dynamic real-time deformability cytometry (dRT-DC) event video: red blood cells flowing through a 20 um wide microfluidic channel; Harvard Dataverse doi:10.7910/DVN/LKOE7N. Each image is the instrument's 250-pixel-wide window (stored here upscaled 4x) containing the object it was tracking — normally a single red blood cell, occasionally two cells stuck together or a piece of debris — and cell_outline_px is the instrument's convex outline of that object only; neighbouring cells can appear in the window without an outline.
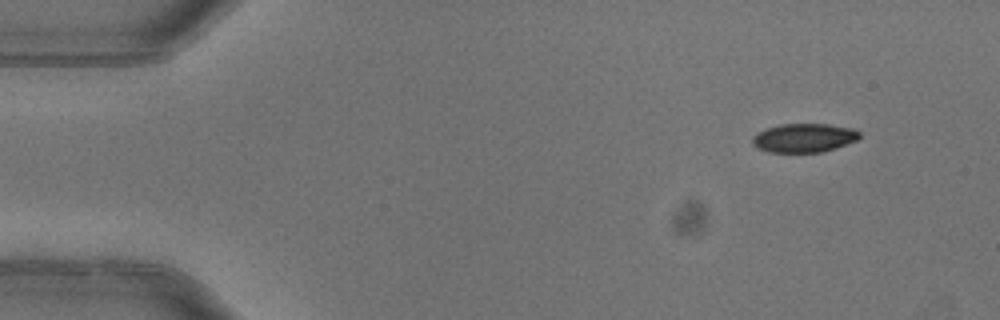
{"species": "common noctule bat (a hibernating species)", "species_latin": "Nyctalus noctula", "temperature_condition": "warm", "stored_images_in_passage": 6, "camera_frame_rate_fps": 3000, "um_per_image_px": 0.085, "animal": {"sex": "female"}, "frame": {"image": 1, "passage_image": 1, "time_ms": 0.0, "image_size_px": [1000, 320], "cell_outline_px": [[860, 136], [856, 140], [836, 148], [820, 152], [768, 152], [756, 148], [752, 144], [752, 136], [756, 132], [780, 124], [828, 124], [852, 128], [860, 132]], "centroid_in_image_um": [68.3, 11.72], "position_along_channel_um": 16.7, "area_um2": 18.03}}
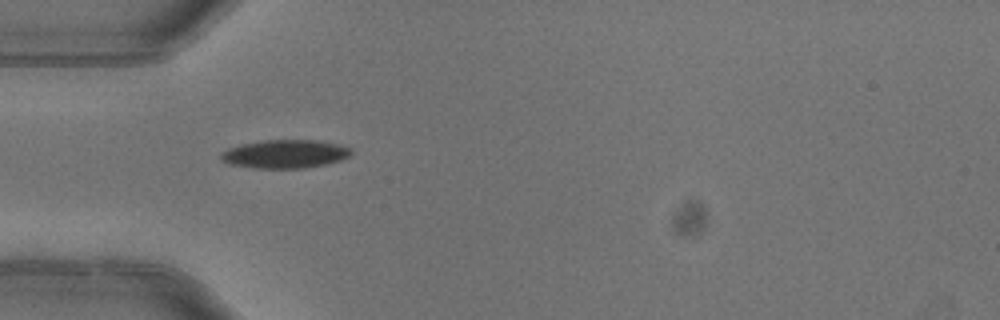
{"frame": {"image": 2, "passage_image": 4, "time_ms": 1.0, "image_size_px": [1000, 320], "cell_outline_px": [[352, 152], [348, 156], [340, 160], [328, 164], [304, 168], [256, 168], [232, 164], [224, 160], [220, 156], [228, 148], [244, 144], [264, 140], [316, 140], [336, 144], [352, 148]], "centroid_in_image_um": [24.28, 13.09], "position_along_channel_um": 60.7, "area_um2": 21.21}}